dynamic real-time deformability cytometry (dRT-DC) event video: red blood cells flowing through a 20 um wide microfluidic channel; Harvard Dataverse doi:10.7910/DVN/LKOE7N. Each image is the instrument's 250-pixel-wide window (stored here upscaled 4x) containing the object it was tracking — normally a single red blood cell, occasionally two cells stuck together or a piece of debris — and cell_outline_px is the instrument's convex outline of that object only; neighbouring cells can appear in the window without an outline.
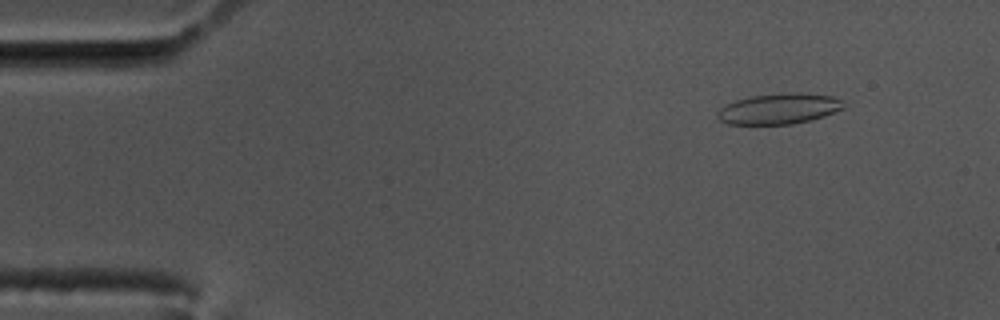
{"species": "common noctule bat (a hibernating species)", "species_latin": "Nyctalus noctula", "temperature_condition": "cold", "stored_images_in_passage": 57, "camera_frame_rate_fps": 3000, "um_per_image_px": 0.085, "animal": {"sex": "male", "body_mass_g": 17.5, "forearm_length_mm": 52.3}, "frame": {"image": 1, "passage_image": 6, "time_ms": 1.667, "image_size_px": [1000, 320], "cell_outline_px": [[844, 108], [824, 116], [812, 120], [792, 124], [728, 124], [720, 120], [716, 116], [716, 112], [724, 104], [736, 100], [752, 96], [792, 92], [800, 92], [832, 96], [840, 100]], "centroid_in_image_um": [66.18, 9.24], "position_along_channel_um": 18.8, "area_um2": 22.54}}
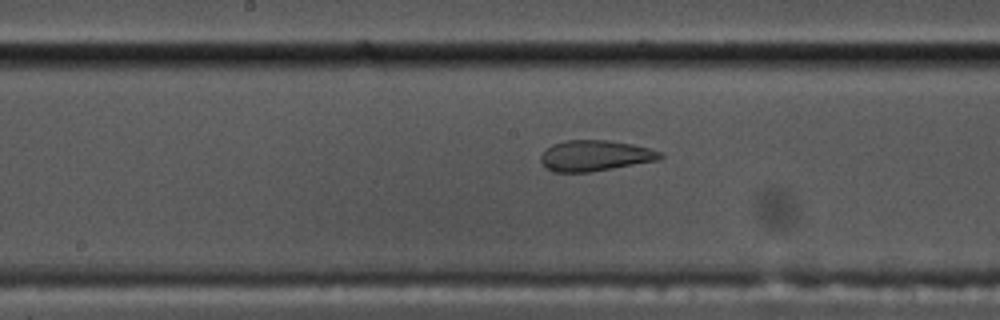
{"frame": {"image": 2, "passage_image": 29, "time_ms": 9.333, "image_size_px": [1000, 320], "cell_outline_px": [[664, 156], [660, 160], [588, 172], [552, 172], [540, 160], [540, 156], [552, 144], [564, 140], [604, 140], [632, 144], [664, 152]], "centroid_in_image_um": [50.61, 13.23], "position_along_channel_um": 197.6, "area_um2": 21.33}}
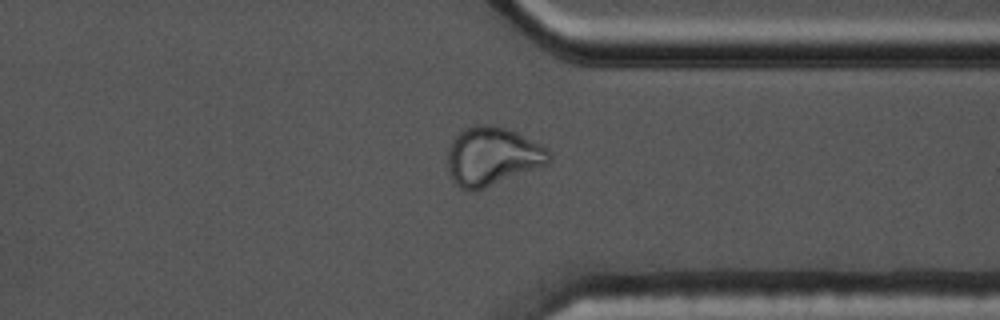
{"frame": {"image": 3, "passage_image": 44, "time_ms": 14.333, "image_size_px": [1000, 320], "cell_outline_px": [[552, 160], [548, 164], [476, 192], [472, 192], [460, 188], [452, 180], [448, 168], [448, 148], [452, 140], [464, 128], [476, 124], [488, 124], [504, 128], [516, 132], [548, 148], [552, 152]], "centroid_in_image_um": [41.86, 13.31], "position_along_channel_um": 369.5, "area_um2": 34.97}, "authors_computed_cell_mechanics": {"area_um2": 23.2934, "velocity_mm_per_s": 3.4658, "shape_relaxation_time_tau1_ms": null, "shape_relaxation_time_tau2_ms": 1.0918, "deformation_change_tau1": null, "deformation_change_tau2": 0.0844}}